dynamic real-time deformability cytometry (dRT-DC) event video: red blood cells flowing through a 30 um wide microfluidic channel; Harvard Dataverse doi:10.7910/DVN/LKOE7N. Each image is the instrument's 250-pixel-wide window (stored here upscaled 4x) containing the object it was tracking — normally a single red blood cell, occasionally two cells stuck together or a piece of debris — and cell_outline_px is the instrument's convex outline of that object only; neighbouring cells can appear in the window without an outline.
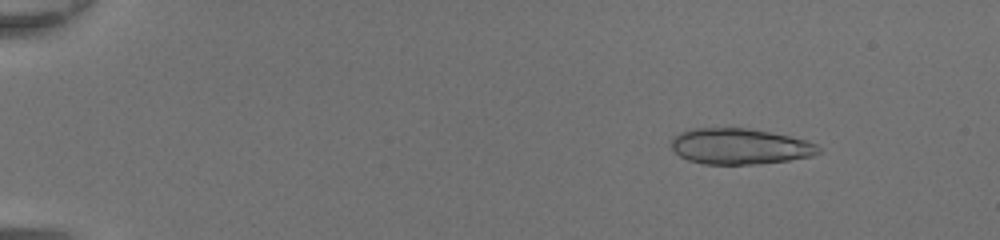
{"species": "common noctule bat (a hibernating species)", "species_latin": "Nyctalus noctula", "temperature_condition": "room temperature", "stored_images_in_passage": 48, "camera_frame_rate_fps": 3000, "um_per_image_px": 0.085, "animal": {"sex": "female", "body_mass_g": 20.0, "forearm_length_mm": 54.0}, "frame": {"image": 1, "passage_image": 7, "time_ms": 2.0, "image_size_px": [1000, 240], "cell_outline_px": [[824, 152], [812, 156], [788, 160], [760, 164], [704, 164], [688, 160], [680, 156], [672, 148], [672, 140], [680, 132], [688, 128], [748, 128], [788, 136], [804, 140], [816, 144]], "centroid_in_image_um": [62.89, 12.45], "position_along_channel_um": 22.1, "area_um2": 30.69}}
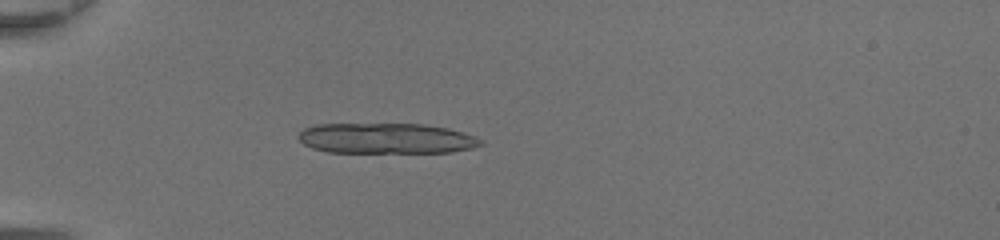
{"frame": {"image": 2, "passage_image": 16, "time_ms": 5.0, "image_size_px": [1000, 240], "cell_outline_px": [[484, 144], [472, 148], [452, 152], [328, 152], [312, 148], [304, 144], [296, 136], [304, 128], [316, 124], [424, 124], [448, 128], [476, 136], [484, 140]], "centroid_in_image_um": [32.85, 11.76], "position_along_channel_um": 52.1, "area_um2": 32.54}}
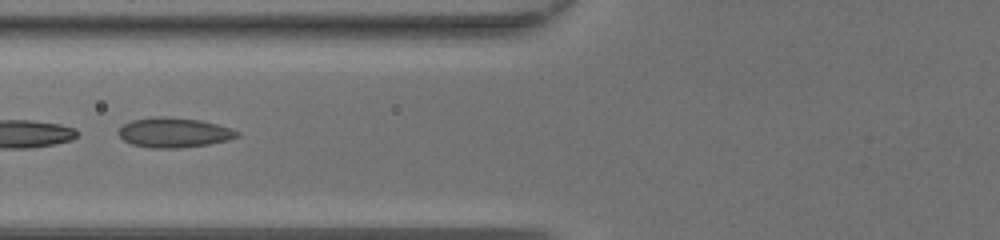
{"frame": {"image": 3, "passage_image": 22, "time_ms": 7.0, "image_size_px": [1000, 240], "cell_outline_px": [[240, 136], [228, 140], [208, 144], [180, 148], [148, 148], [132, 144], [124, 140], [116, 132], [124, 124], [132, 120], [156, 116], [164, 116], [200, 120], [216, 124], [240, 132]], "centroid_in_image_um": [14.77, 11.27], "position_along_channel_um": 111.0, "area_um2": 20.58}}